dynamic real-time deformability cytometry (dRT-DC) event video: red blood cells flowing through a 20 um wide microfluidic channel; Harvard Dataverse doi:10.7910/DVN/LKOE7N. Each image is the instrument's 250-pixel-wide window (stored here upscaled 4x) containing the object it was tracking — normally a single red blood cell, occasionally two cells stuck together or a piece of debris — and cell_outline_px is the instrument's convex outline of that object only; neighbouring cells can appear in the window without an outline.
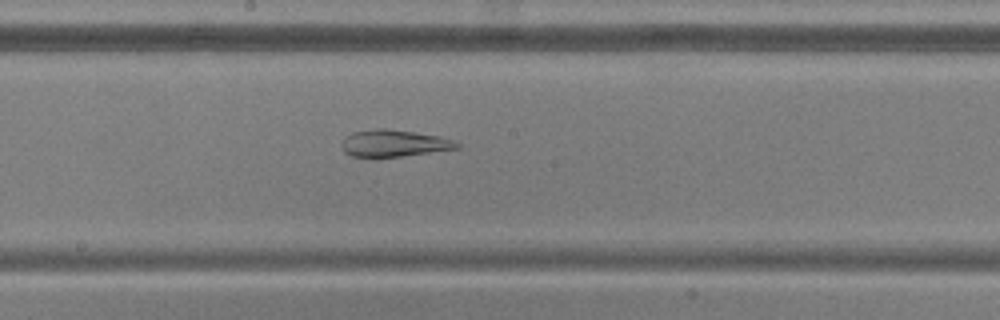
{"species": "common noctule bat (a hibernating species)", "species_latin": "Nyctalus noctula", "temperature_condition": "warm", "stored_images_in_passage": 51, "camera_frame_rate_fps": 3000, "um_per_image_px": 0.085, "animal": {"sex": "male", "body_mass_g": 20.5, "forearm_length_mm": 52.5}, "frame": {"image": 1, "passage_image": 26, "time_ms": 8.333, "image_size_px": [1000, 320], "cell_outline_px": [[460, 148], [376, 160], [352, 156], [344, 152], [340, 148], [340, 144], [344, 136], [352, 132], [376, 128], [384, 128], [416, 132], [440, 136], [456, 140], [460, 144]], "centroid_in_image_um": [33.43, 12.21], "position_along_channel_um": 214.8, "area_um2": 19.02}}
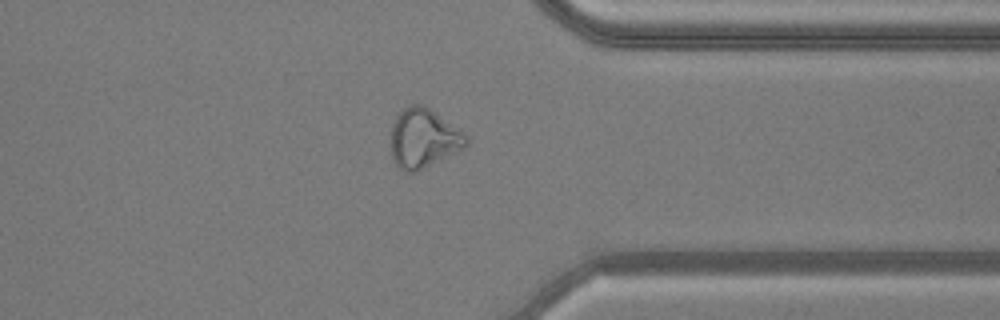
{"frame": {"image": 2, "passage_image": 39, "time_ms": 12.667, "image_size_px": [1000, 320], "cell_outline_px": [[468, 144], [464, 148], [416, 172], [404, 172], [392, 160], [388, 144], [388, 136], [392, 124], [396, 116], [404, 108], [412, 104], [420, 104], [428, 108], [460, 128], [468, 136]], "centroid_in_image_um": [35.95, 11.77], "position_along_channel_um": 375.5, "area_um2": 26.53}}
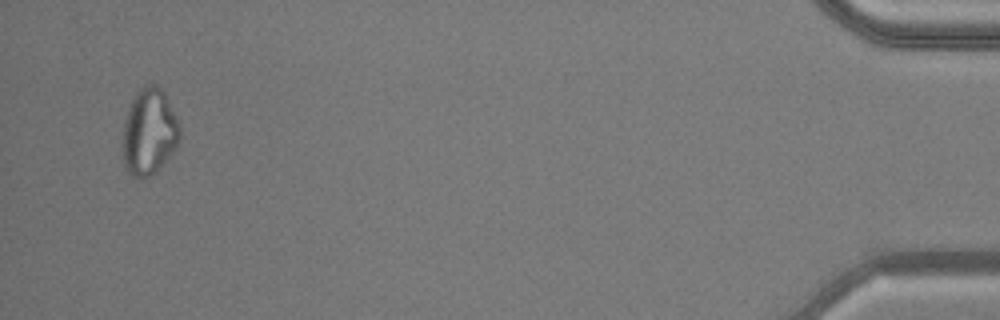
{"frame": {"image": 3, "passage_image": 49, "time_ms": 16.0, "image_size_px": [1000, 320], "cell_outline_px": [[180, 140], [176, 148], [144, 180], [136, 180], [124, 168], [120, 156], [124, 120], [128, 108], [132, 100], [140, 88], [144, 84], [156, 84], [164, 92], [180, 124]], "centroid_in_image_um": [12.63, 11.23], "position_along_channel_um": 422.6, "area_um2": 29.19}, "authors_computed_cell_mechanics": {"area_um2": 26.5302, "velocity_mm_per_s": 3.8711, "shape_relaxation_time_tau1_ms": null, "shape_relaxation_time_tau2_ms": 4.4717, "deformation_change_tau1": null, "deformation_change_tau2": 0.1175}}